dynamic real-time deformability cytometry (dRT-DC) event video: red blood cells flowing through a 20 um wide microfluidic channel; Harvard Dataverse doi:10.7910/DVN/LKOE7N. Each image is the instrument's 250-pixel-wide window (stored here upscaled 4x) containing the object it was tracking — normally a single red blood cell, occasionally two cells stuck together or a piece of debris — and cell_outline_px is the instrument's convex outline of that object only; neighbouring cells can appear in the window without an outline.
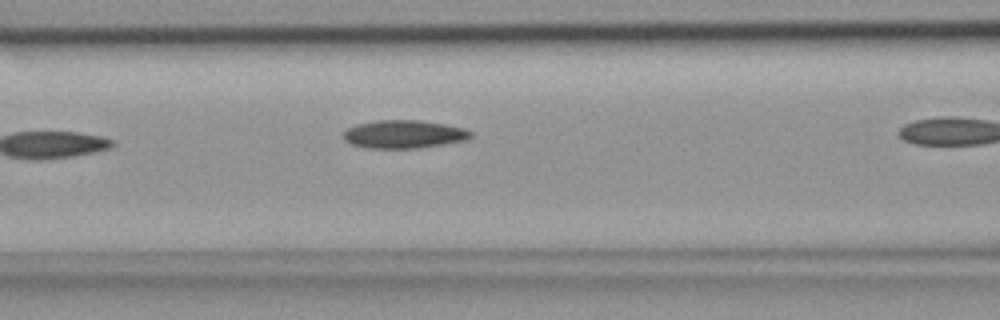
{"species": "common noctule bat (a hibernating species)", "species_latin": "Nyctalus noctula", "temperature_condition": "room temperature", "stored_images_in_passage": 4, "camera_frame_rate_fps": 3000, "um_per_image_px": 0.085, "animal": {"sex": "female", "body_mass_g": 18.4}, "frame": {"image": 1, "passage_image": 3, "time_ms": 0.667, "image_size_px": [1000, 320], "cell_outline_px": [[472, 136], [468, 140], [420, 148], [364, 148], [352, 144], [344, 140], [344, 132], [348, 128], [356, 124], [376, 120], [420, 120], [444, 124], [464, 128], [472, 132]], "centroid_in_image_um": [34.34, 11.41], "position_along_channel_um": 132.3, "area_um2": 20.98}}